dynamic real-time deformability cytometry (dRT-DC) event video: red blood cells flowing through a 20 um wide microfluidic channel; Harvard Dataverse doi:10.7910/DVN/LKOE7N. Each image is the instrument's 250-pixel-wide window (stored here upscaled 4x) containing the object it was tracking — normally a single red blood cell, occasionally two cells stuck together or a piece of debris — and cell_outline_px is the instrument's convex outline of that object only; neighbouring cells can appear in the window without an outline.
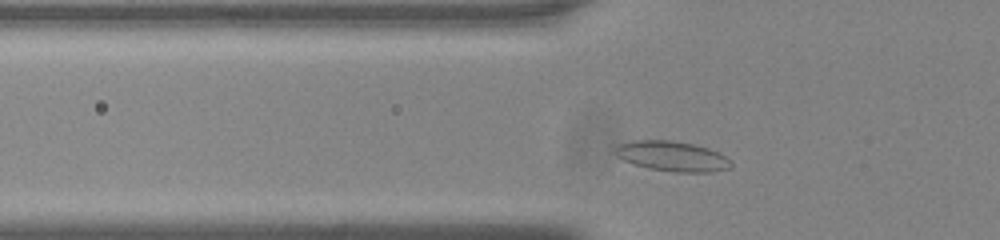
{"species": "common noctule bat (a hibernating species)", "species_latin": "Nyctalus noctula", "temperature_condition": "room temperature", "stored_images_in_passage": 36, "camera_frame_rate_fps": 3000, "um_per_image_px": 0.085, "animal": {"sex": "male", "body_mass_g": 20.0, "forearm_length_mm": 53.3}, "frame": {"image": 1, "passage_image": 6, "time_ms": 1.667, "image_size_px": [1000, 240], "cell_outline_px": [[732, 168], [712, 172], [672, 172], [648, 168], [632, 164], [616, 156], [612, 148], [616, 144], [632, 140], [672, 140], [692, 144], [708, 148], [720, 152], [732, 164]], "centroid_in_image_um": [57.08, 13.27], "position_along_channel_um": 68.7, "area_um2": 20.63}}
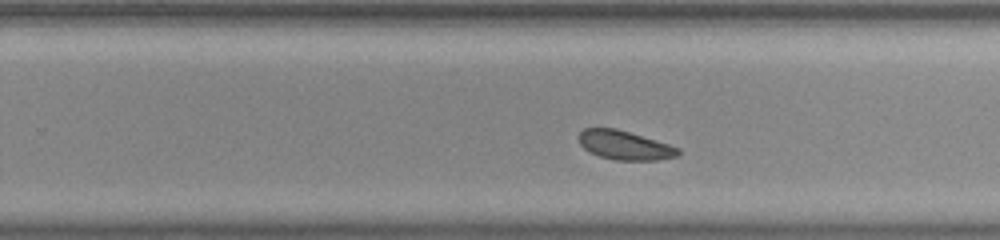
{"frame": {"image": 2, "passage_image": 23, "time_ms": 7.333, "image_size_px": [1000, 240], "cell_outline_px": [[680, 152], [676, 156], [656, 160], [616, 160], [600, 156], [584, 148], [580, 144], [576, 136], [584, 128], [616, 128], [668, 144], [680, 148]], "centroid_in_image_um": [53.06, 12.33], "position_along_channel_um": 276.7, "area_um2": 16.65}}
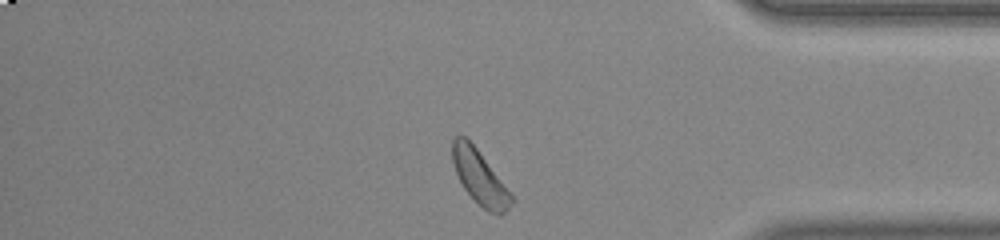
{"frame": {"image": 3, "passage_image": 34, "time_ms": 11.0, "image_size_px": [1000, 240], "cell_outline_px": [[516, 200], [500, 216], [488, 212], [464, 188], [456, 172], [452, 160], [452, 140], [456, 136], [464, 136], [476, 148]], "centroid_in_image_um": [40.78, 15.1], "position_along_channel_um": 394.4, "area_um2": 18.03}, "authors_computed_cell_mechanics": {"area_um2": 17.6579, "velocity_mm_per_s": 3.7101, "shape_relaxation_time_tau1_ms": 2.4908, "shape_relaxation_time_tau2_ms": null, "deformation_change_tau1": 0.053, "deformation_change_tau2": null}}